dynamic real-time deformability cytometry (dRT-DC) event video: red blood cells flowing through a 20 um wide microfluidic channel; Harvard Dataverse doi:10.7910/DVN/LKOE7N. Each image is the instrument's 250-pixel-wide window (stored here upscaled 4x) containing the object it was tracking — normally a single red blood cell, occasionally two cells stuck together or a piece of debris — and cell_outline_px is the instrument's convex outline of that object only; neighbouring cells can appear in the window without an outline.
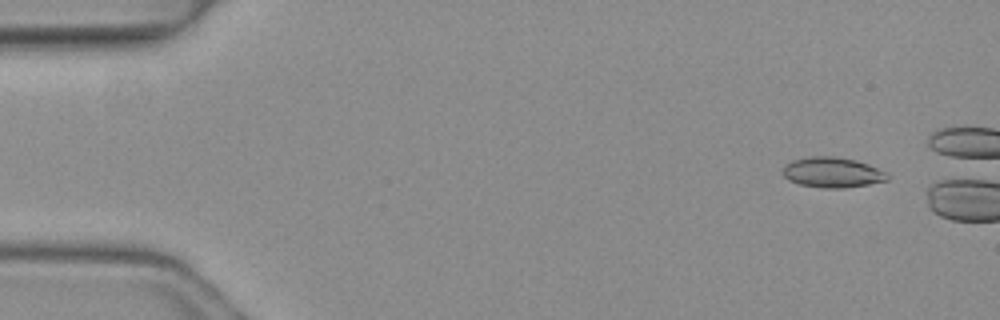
{"species": "common noctule bat (a hibernating species)", "species_latin": "Nyctalus noctula", "temperature_condition": "warm", "stored_images_in_passage": 4, "camera_frame_rate_fps": 3000, "um_per_image_px": 0.085, "animal": {"sex": "female", "body_mass_g": 19.3, "forearm_length_mm": 54.1}, "frame": {"image": 1, "passage_image": 1, "time_ms": 0.0, "image_size_px": [1000, 320], "cell_outline_px": [[888, 180], [868, 184], [844, 188], [824, 188], [800, 184], [788, 180], [780, 172], [784, 164], [792, 160], [808, 156], [836, 156], [856, 160], [868, 164], [888, 172]], "centroid_in_image_um": [70.72, 14.64], "position_along_channel_um": 14.3, "area_um2": 18.73}}